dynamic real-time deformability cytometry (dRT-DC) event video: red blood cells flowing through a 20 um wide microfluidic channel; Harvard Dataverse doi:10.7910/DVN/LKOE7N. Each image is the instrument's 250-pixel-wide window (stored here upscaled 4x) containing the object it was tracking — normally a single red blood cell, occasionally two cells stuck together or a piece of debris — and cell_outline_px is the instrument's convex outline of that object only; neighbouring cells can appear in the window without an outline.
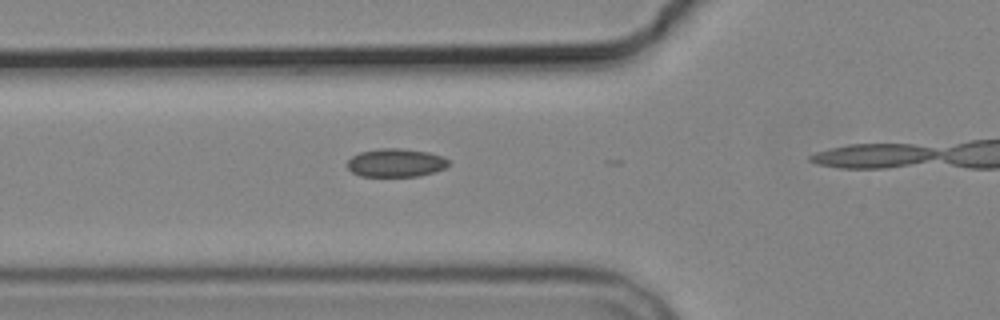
{"species": "common noctule bat (a hibernating species)", "species_latin": "Nyctalus noctula", "temperature_condition": "cold", "stored_images_in_passage": 3, "camera_frame_rate_fps": 3000, "um_per_image_px": 0.085, "animal": {"sex": "male", "body_mass_g": 19.2, "forearm_length_mm": 51.8}, "frame": {"image": 1, "passage_image": 2, "time_ms": 1.0, "image_size_px": [1000, 320], "cell_outline_px": [[448, 164], [444, 168], [436, 172], [420, 176], [360, 176], [352, 172], [348, 168], [348, 160], [352, 156], [360, 152], [380, 148], [400, 148], [428, 152], [444, 156], [448, 160]], "centroid_in_image_um": [33.66, 13.83], "position_along_channel_um": 92.1, "area_um2": 16.76}}